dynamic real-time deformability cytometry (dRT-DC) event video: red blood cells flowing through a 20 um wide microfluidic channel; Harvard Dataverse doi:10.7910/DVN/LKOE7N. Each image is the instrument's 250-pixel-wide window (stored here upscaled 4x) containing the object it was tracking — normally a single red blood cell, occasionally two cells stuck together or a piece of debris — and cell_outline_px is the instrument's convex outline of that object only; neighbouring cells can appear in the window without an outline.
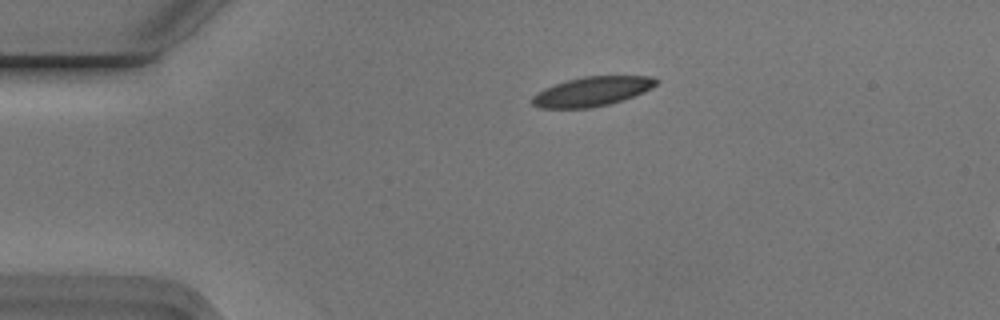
{"species": "Egyptian fruit bat (a non-hibernating species)", "species_latin": "Rousettus aegyptiacus", "temperature_condition": "cold", "stored_images_in_passage": 3, "camera_frame_rate_fps": 3000, "um_per_image_px": 0.085, "animal": {"sex": "male"}, "frame": {"image": 1, "passage_image": 3, "time_ms": 0.667, "image_size_px": [1000, 320], "cell_outline_px": [[660, 80], [652, 88], [644, 92], [624, 100], [612, 104], [592, 108], [540, 108], [532, 104], [532, 96], [536, 92], [544, 88], [568, 80], [584, 76], [652, 76]], "centroid_in_image_um": [50.35, 7.78], "position_along_channel_um": 34.7, "area_um2": 21.44}}